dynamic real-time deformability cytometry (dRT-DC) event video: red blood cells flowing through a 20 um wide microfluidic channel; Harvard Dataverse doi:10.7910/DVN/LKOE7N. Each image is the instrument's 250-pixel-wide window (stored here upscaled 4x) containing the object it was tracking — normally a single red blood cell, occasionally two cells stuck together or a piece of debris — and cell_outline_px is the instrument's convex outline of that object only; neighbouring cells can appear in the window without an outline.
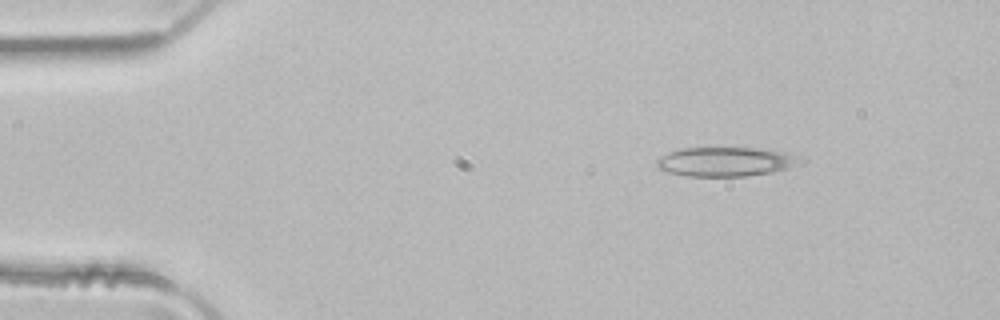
{"species": "common noctule bat (a hibernating species)", "species_latin": "Nyctalus noctula", "temperature_condition": "room temperature", "stored_images_in_passage": 3, "camera_frame_rate_fps": 3000, "um_per_image_px": 0.085, "animal": {"sex": "male", "body_mass_g": 21.5, "forearm_length_mm": 52.0}, "frame": {"image": 1, "passage_image": 1, "time_ms": 0.0, "image_size_px": [1000, 320], "cell_outline_px": [[804, 160], [788, 168], [772, 172], [748, 176], [688, 176], [668, 172], [656, 168], [656, 160], [660, 156], [668, 152], [680, 148], [760, 148], [800, 156]], "centroid_in_image_um": [61.63, 13.74], "position_along_channel_um": 23.4, "area_um2": 24.45}}